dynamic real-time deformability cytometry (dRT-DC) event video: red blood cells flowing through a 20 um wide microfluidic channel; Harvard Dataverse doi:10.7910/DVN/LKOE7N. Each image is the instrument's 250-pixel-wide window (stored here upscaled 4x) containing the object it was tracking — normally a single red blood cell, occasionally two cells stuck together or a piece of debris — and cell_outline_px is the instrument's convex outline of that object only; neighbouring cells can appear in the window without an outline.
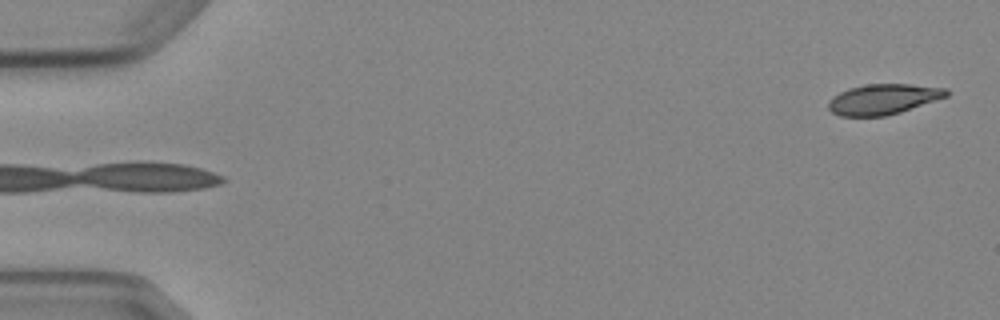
{"species": "Egyptian fruit bat (a non-hibernating species)", "species_latin": "Rousettus aegyptiacus", "temperature_condition": "cold", "stored_images_in_passage": 6, "segment_of_instrument_passage": [2, 2], "camera_frame_rate_fps": 3000, "um_per_image_px": 0.085, "animal": {"sex": "female"}, "frame": {"image": 1, "passage_image": 6, "time_ms": 5.667, "image_size_px": [1000, 320], "cell_outline_px": [[952, 92], [948, 96], [900, 112], [884, 116], [840, 116], [832, 112], [828, 108], [828, 100], [832, 96], [848, 88], [868, 84], [908, 84], [948, 88]], "centroid_in_image_um": [75.08, 8.42], "position_along_channel_um": 9.9, "area_um2": 20.98}}